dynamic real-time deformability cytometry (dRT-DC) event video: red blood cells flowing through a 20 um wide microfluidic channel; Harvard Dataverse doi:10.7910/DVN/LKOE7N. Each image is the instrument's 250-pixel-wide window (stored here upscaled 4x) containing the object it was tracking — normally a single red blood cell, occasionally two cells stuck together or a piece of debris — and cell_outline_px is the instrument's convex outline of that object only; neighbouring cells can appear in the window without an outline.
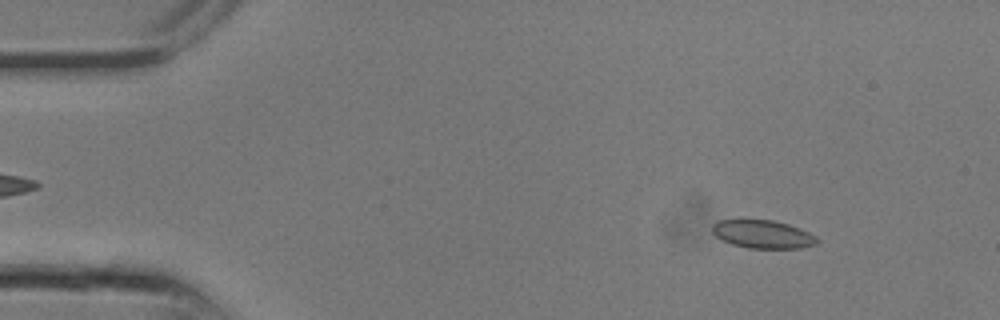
{"species": "common noctule bat (a hibernating species)", "species_latin": "Nyctalus noctula", "temperature_condition": "room temperature", "stored_images_in_passage": 17, "camera_frame_rate_fps": 3000, "um_per_image_px": 0.085, "animal": {"sex": "male", "body_mass_g": 13.3}, "frame": {"image": 1, "passage_image": 3, "time_ms": 0.667, "image_size_px": [1000, 320], "cell_outline_px": [[820, 240], [816, 244], [800, 248], [748, 248], [732, 244], [716, 236], [712, 232], [712, 224], [720, 220], [772, 220], [788, 224], [800, 228], [816, 236]], "centroid_in_image_um": [64.86, 19.91], "position_along_channel_um": 20.1, "area_um2": 17.11}}
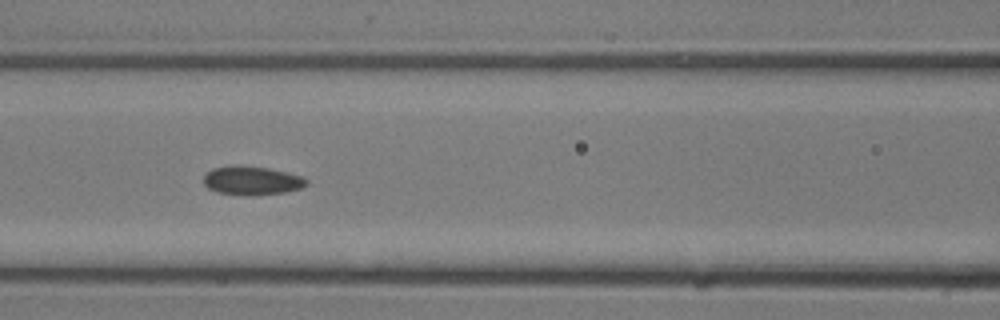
{"frame": {"image": 2, "passage_image": 11, "time_ms": 3.333, "image_size_px": [1000, 320], "cell_outline_px": [[308, 184], [300, 188], [284, 192], [256, 196], [248, 196], [216, 192], [208, 188], [204, 184], [204, 176], [212, 168], [228, 164], [240, 164], [268, 168], [300, 176], [308, 180]], "centroid_in_image_um": [21.36, 15.34], "position_along_channel_um": 145.2, "area_um2": 17.51}}
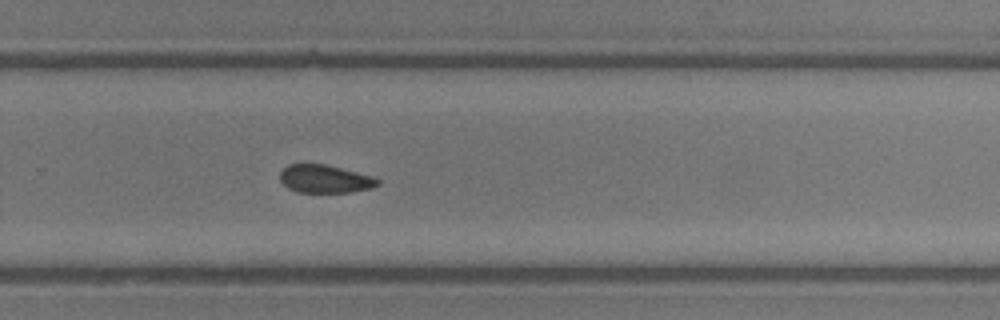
{"frame": {"image": 3, "passage_image": 17, "time_ms": 5.333, "image_size_px": [1000, 320], "cell_outline_px": [[380, 184], [372, 188], [352, 192], [296, 192], [288, 188], [280, 180], [280, 172], [288, 164], [324, 164], [376, 176], [380, 180]], "centroid_in_image_um": [27.66, 15.21], "position_along_channel_um": 302.1, "area_um2": 16.13}}